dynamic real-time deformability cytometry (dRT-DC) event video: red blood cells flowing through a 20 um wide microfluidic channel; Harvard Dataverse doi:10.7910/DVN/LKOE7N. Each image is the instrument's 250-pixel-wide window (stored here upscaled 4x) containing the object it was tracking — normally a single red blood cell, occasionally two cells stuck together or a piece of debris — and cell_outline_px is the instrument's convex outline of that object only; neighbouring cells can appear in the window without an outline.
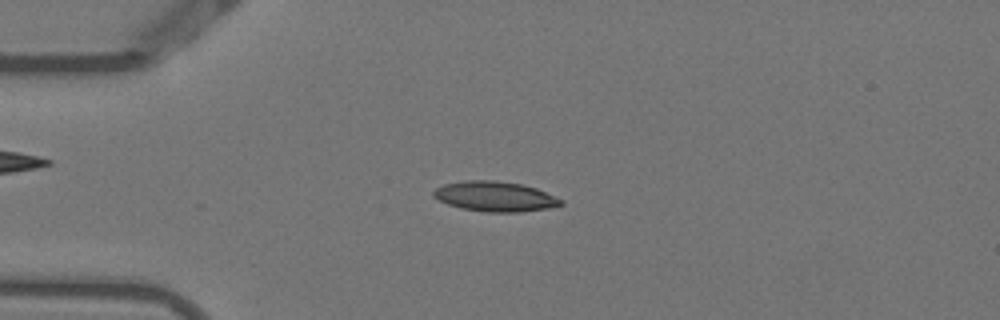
{"species": "Egyptian fruit bat (a non-hibernating species)", "species_latin": "Rousettus aegyptiacus", "temperature_condition": "warm", "stored_images_in_passage": 43, "camera_frame_rate_fps": 3000, "um_per_image_px": 0.085, "animal": {"sex": "female"}, "frame": {"image": 1, "passage_image": 3, "time_ms": 0.667, "image_size_px": [1000, 320], "cell_outline_px": [[564, 204], [548, 208], [520, 212], [488, 212], [460, 208], [448, 204], [432, 196], [432, 192], [436, 188], [444, 184], [464, 180], [496, 180], [520, 184], [536, 188], [564, 200]], "centroid_in_image_um": [42.07, 16.69], "position_along_channel_um": 42.9, "area_um2": 22.31}}
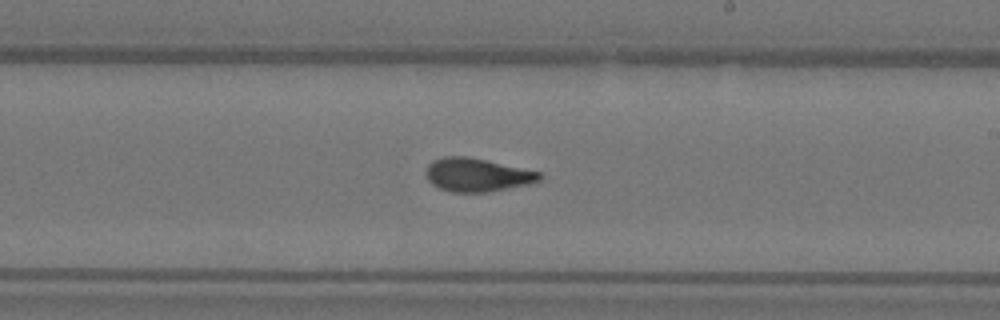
{"frame": {"image": 2, "passage_image": 21, "time_ms": 6.667, "image_size_px": [1000, 320], "cell_outline_px": [[544, 176], [540, 180], [528, 184], [488, 192], [452, 192], [440, 188], [432, 184], [428, 180], [424, 172], [428, 164], [432, 160], [444, 156], [464, 156], [544, 172]], "centroid_in_image_um": [40.56, 14.86], "position_along_channel_um": 248.4, "area_um2": 22.2}}
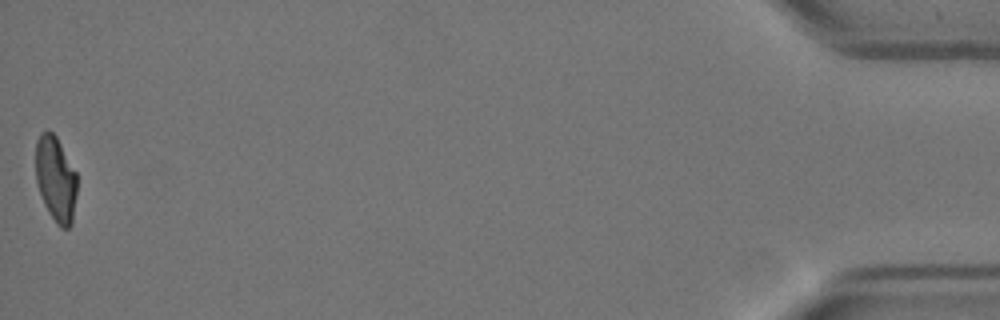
{"frame": {"image": 3, "passage_image": 43, "time_ms": 14.0, "image_size_px": [1000, 320], "cell_outline_px": [[76, 196], [72, 224], [68, 228], [60, 228], [56, 224], [48, 212], [44, 204], [36, 180], [36, 140], [40, 132], [48, 128], [56, 136], [76, 172]], "centroid_in_image_um": [4.73, 15.21], "position_along_channel_um": 430.5, "area_um2": 20.69}, "authors_computed_cell_mechanics": {"area_um2": 21.7906, "velocity_mm_per_s": 3.7955, "shape_relaxation_time_tau1_ms": 5.0335, "shape_relaxation_time_tau2_ms": 1.3844, "deformation_change_tau1": 0.2157, "deformation_change_tau2": 0.0897}}